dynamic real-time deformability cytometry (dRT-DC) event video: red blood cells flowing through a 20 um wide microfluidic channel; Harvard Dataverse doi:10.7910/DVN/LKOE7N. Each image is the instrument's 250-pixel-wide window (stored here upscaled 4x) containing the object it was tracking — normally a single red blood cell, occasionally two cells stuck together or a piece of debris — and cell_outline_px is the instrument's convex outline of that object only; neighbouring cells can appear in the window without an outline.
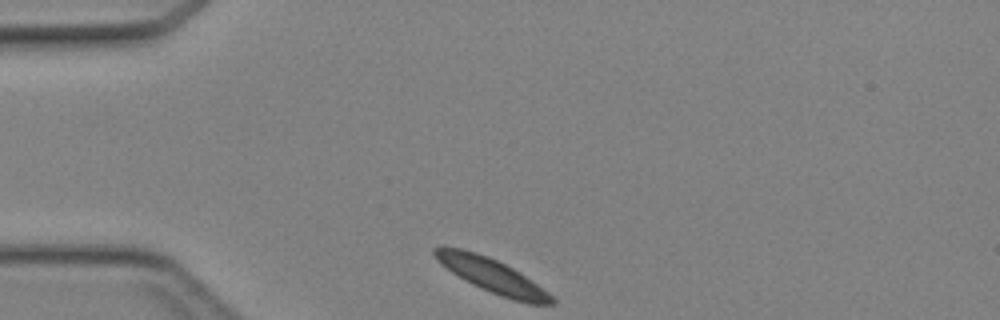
{"species": "Egyptian fruit bat (a non-hibernating species)", "species_latin": "Rousettus aegyptiacus", "temperature_condition": "cold", "stored_images_in_passage": 35, "camera_frame_rate_fps": 3000, "um_per_image_px": 0.085, "animal": {"sex": "female"}, "frame": {"image": 1, "passage_image": 1, "time_ms": 0.0, "image_size_px": [1000, 320], "cell_outline_px": [[556, 304], [528, 304], [512, 300], [500, 296], [472, 284], [464, 280], [440, 264], [436, 260], [432, 252], [432, 248], [440, 244], [444, 244], [476, 252], [488, 256], [512, 268], [548, 292], [556, 300]], "centroid_in_image_um": [41.74, 23.4], "position_along_channel_um": 43.3, "area_um2": 23.35}}
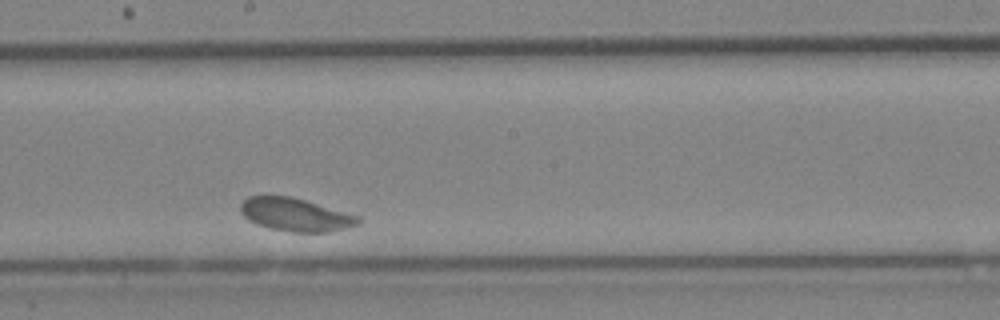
{"frame": {"image": 2, "passage_image": 20, "time_ms": 6.333, "image_size_px": [1000, 320], "cell_outline_px": [[360, 220], [356, 224], [328, 232], [292, 232], [268, 228], [256, 224], [248, 220], [240, 212], [240, 204], [248, 196], [292, 196], [360, 216]], "centroid_in_image_um": [25.06, 18.24], "position_along_channel_um": 223.1, "area_um2": 22.6}}
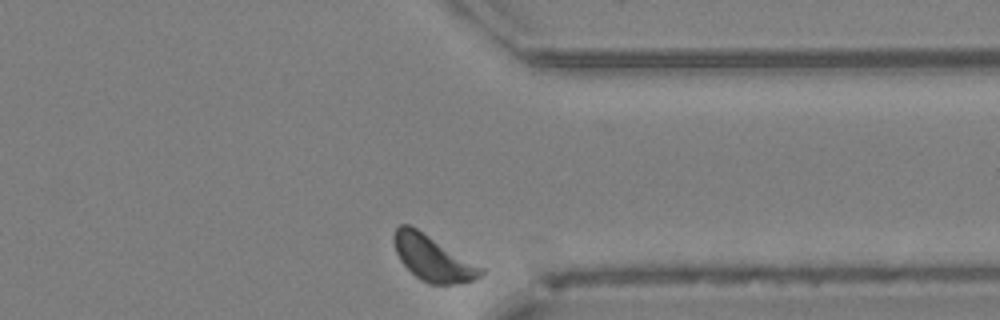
{"frame": {"image": 3, "passage_image": 35, "time_ms": 11.333, "image_size_px": [1000, 320], "cell_outline_px": [[484, 272], [476, 280], [460, 284], [428, 284], [420, 280], [400, 260], [396, 252], [392, 240], [392, 236], [396, 228], [400, 224], [408, 224], [416, 228], [484, 268]], "centroid_in_image_um": [36.78, 21.96], "position_along_channel_um": 374.6, "area_um2": 22.95}}